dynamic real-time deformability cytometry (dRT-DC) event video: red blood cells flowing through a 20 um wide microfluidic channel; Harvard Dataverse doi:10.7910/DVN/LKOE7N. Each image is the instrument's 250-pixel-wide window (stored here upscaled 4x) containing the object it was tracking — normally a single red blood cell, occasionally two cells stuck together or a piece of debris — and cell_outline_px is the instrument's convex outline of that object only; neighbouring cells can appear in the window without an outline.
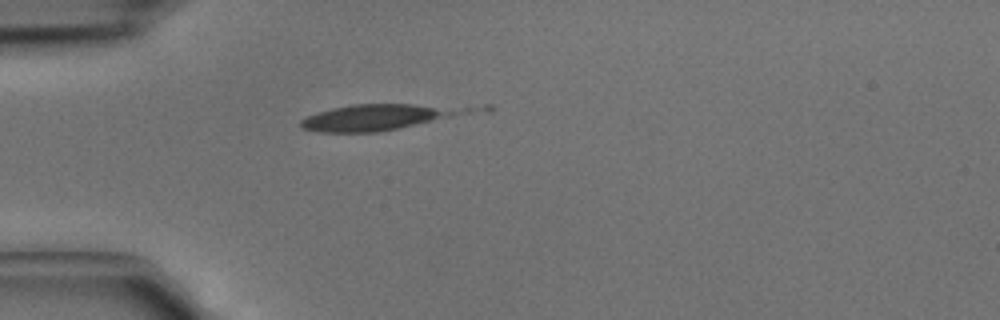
{"species": "common noctule bat (a hibernating species)", "species_latin": "Nyctalus noctula", "temperature_condition": "cold", "stored_images_in_passage": 1, "camera_frame_rate_fps": 3000, "um_per_image_px": 0.085, "animal": {"sex": "male", "body_mass_g": 15.6}, "frame": {"image": 1, "passage_image": 1, "time_ms": 0.0, "image_size_px": [1000, 320], "cell_outline_px": [[492, 112], [376, 132], [320, 132], [300, 128], [300, 120], [308, 116], [332, 108], [352, 104], [492, 104]], "centroid_in_image_um": [32.88, 9.9], "position_along_channel_um": 52.1, "area_um2": 27.69}}